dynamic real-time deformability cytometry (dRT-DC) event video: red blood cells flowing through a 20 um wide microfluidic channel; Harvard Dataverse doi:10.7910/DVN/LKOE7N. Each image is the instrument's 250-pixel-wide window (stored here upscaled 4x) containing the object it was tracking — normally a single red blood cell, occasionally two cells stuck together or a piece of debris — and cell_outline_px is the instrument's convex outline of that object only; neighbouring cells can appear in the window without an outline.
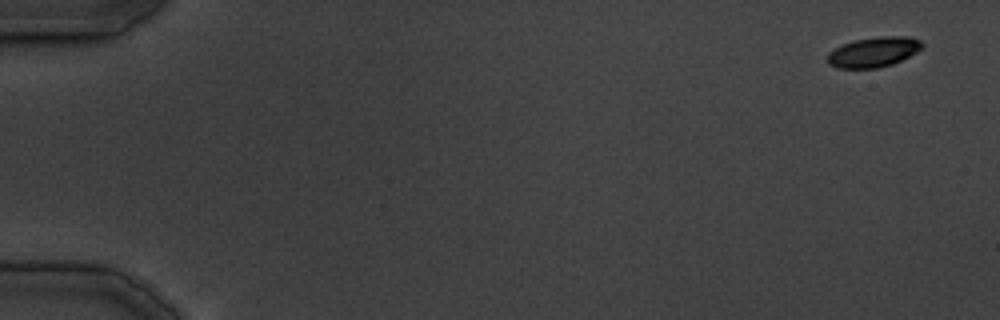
{"species": "common noctule bat (a hibernating species)", "species_latin": "Nyctalus noctula", "temperature_condition": "cold", "stored_images_in_passage": 38, "camera_frame_rate_fps": 3000, "um_per_image_px": 0.085, "animal": {"sex": "male", "body_mass_g": 19.5, "forearm_length_mm": 54.6}, "frame": {"image": 1, "passage_image": 1, "time_ms": 0.0, "image_size_px": [1000, 320], "cell_outline_px": [[924, 44], [916, 52], [892, 64], [876, 68], [836, 68], [828, 64], [828, 52], [852, 40], [880, 36], [908, 36], [920, 40]], "centroid_in_image_um": [74.24, 4.41], "position_along_channel_um": 10.8, "area_um2": 16.47}}
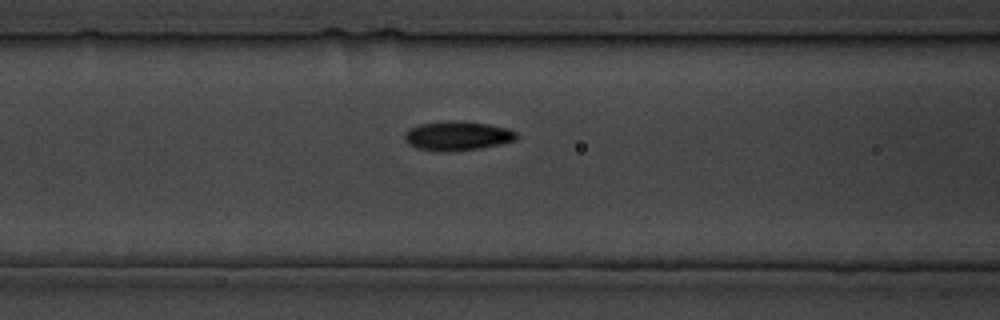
{"frame": {"image": 2, "passage_image": 14, "time_ms": 18.333, "image_size_px": [1000, 320], "cell_outline_px": [[516, 140], [500, 144], [480, 148], [448, 152], [444, 152], [416, 148], [408, 144], [404, 140], [404, 132], [408, 128], [420, 124], [488, 124], [508, 128], [516, 132]], "centroid_in_image_um": [38.85, 11.61], "position_along_channel_um": 127.7, "area_um2": 18.15}}
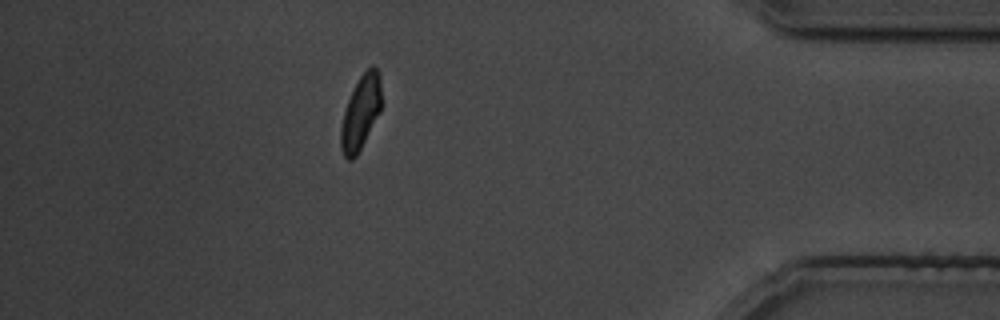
{"frame": {"image": 3, "passage_image": 33, "time_ms": 40.0, "image_size_px": [1000, 320], "cell_outline_px": [[384, 104], [380, 112], [356, 156], [352, 160], [348, 160], [344, 156], [340, 148], [340, 128], [344, 112], [348, 100], [360, 76], [372, 64], [376, 68], [380, 76]], "centroid_in_image_um": [30.69, 9.55], "position_along_channel_um": 404.5, "area_um2": 17.69}}